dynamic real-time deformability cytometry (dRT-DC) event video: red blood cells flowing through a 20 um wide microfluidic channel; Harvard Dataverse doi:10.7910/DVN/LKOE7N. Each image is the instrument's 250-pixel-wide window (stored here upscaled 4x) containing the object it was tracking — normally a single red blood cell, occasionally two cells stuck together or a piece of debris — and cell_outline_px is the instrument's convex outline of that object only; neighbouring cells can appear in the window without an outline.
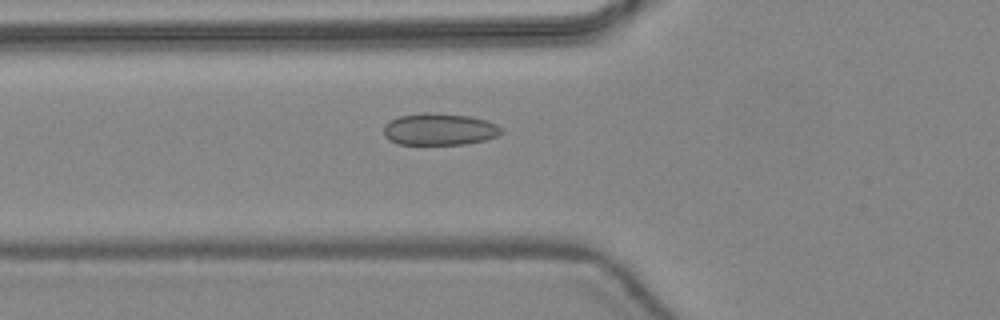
{"species": "common noctule bat (a hibernating species)", "species_latin": "Nyctalus noctula", "temperature_condition": "warm", "stored_images_in_passage": 47, "camera_frame_rate_fps": 3000, "um_per_image_px": 0.085, "animal": {"sex": "female", "body_mass_g": 24.6, "forearm_length_mm": 56.2}, "frame": {"image": 1, "passage_image": 18, "time_ms": 5.667, "image_size_px": [1000, 320], "cell_outline_px": [[504, 132], [496, 136], [484, 140], [468, 144], [396, 144], [388, 140], [384, 136], [384, 124], [400, 116], [424, 112], [428, 112], [468, 116], [488, 120], [504, 128]], "centroid_in_image_um": [37.37, 10.99], "position_along_channel_um": 88.4, "area_um2": 22.02}}
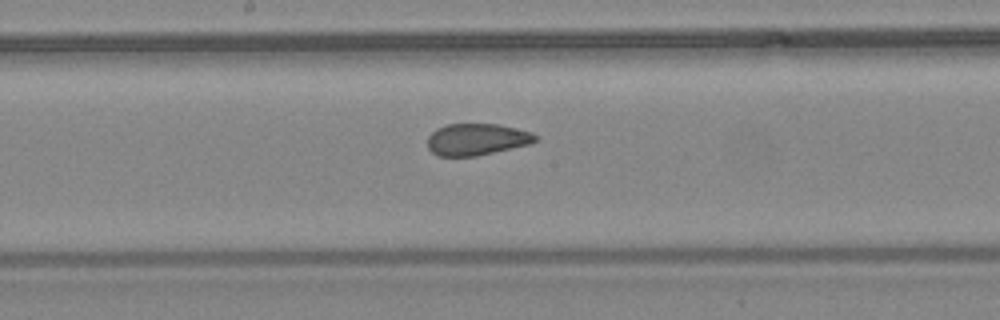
{"frame": {"image": 2, "passage_image": 26, "time_ms": 8.333, "image_size_px": [1000, 320], "cell_outline_px": [[536, 140], [532, 144], [476, 156], [436, 156], [428, 148], [428, 136], [436, 128], [448, 124], [500, 124], [532, 132], [536, 136]], "centroid_in_image_um": [40.52, 11.85], "position_along_channel_um": 207.7, "area_um2": 20.06}}
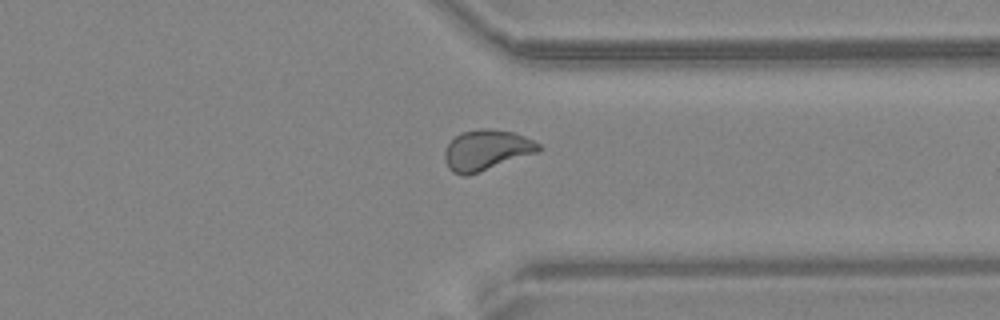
{"frame": {"image": 3, "passage_image": 37, "time_ms": 12.0, "image_size_px": [1000, 320], "cell_outline_px": [[540, 152], [468, 176], [464, 176], [452, 172], [448, 168], [444, 160], [444, 152], [448, 144], [460, 132], [480, 128], [484, 128], [512, 132], [524, 136], [540, 144]], "centroid_in_image_um": [41.34, 12.77], "position_along_channel_um": 370.1, "area_um2": 22.31}, "authors_computed_cell_mechanics": {"area_um2": 21.7328, "velocity_mm_per_s": 4.4493, "shape_relaxation_time_tau1_ms": null, "shape_relaxation_time_tau2_ms": 0.6985, "deformation_change_tau1": null, "deformation_change_tau2": 0.0492}}